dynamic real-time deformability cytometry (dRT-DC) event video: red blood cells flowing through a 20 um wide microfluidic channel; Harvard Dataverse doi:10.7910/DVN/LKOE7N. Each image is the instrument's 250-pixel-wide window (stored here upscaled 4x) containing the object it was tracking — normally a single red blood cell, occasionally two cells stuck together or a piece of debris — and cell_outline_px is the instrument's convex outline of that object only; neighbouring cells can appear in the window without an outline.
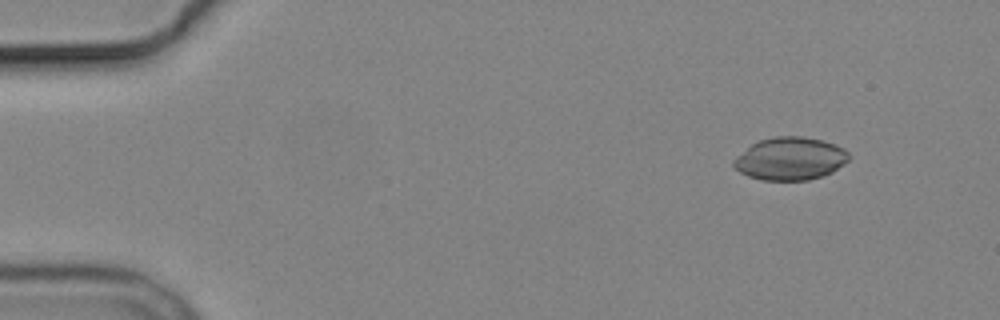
{"species": "common noctule bat (a hibernating species)", "species_latin": "Nyctalus noctula", "temperature_condition": "cold", "stored_images_in_passage": 4, "camera_frame_rate_fps": 3000, "um_per_image_px": 0.085, "animal": {"sex": "male", "body_mass_g": 19.2, "forearm_length_mm": 51.8}, "frame": {"image": 1, "passage_image": 1, "time_ms": 0.0, "image_size_px": [1000, 320], "cell_outline_px": [[852, 156], [848, 160], [832, 172], [808, 180], [764, 180], [748, 176], [740, 172], [732, 164], [732, 160], [736, 156], [752, 144], [760, 140], [776, 136], [800, 136], [820, 140], [836, 144], [844, 148]], "centroid_in_image_um": [67.17, 13.48], "position_along_channel_um": 17.8, "area_um2": 28.61}}
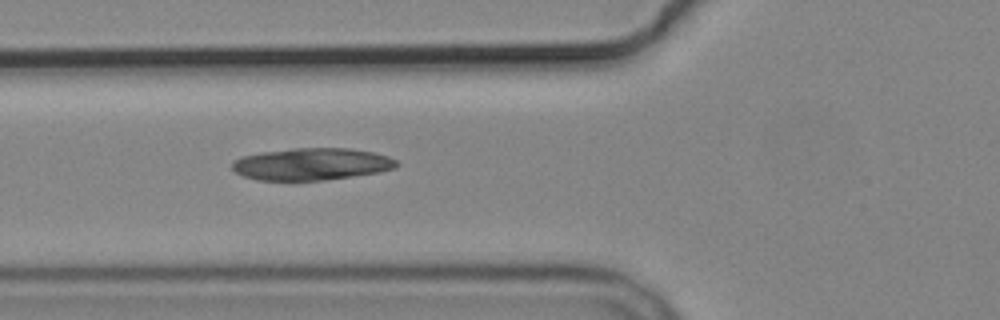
{"frame": {"image": 2, "passage_image": 4, "time_ms": 5.0, "image_size_px": [1000, 320], "cell_outline_px": [[400, 164], [396, 168], [380, 172], [324, 180], [260, 180], [244, 176], [236, 172], [232, 168], [232, 160], [244, 156], [260, 152], [292, 148], [352, 148], [372, 152], [388, 156], [396, 160]], "centroid_in_image_um": [26.51, 13.94], "position_along_channel_um": 99.3, "area_um2": 30.81}}